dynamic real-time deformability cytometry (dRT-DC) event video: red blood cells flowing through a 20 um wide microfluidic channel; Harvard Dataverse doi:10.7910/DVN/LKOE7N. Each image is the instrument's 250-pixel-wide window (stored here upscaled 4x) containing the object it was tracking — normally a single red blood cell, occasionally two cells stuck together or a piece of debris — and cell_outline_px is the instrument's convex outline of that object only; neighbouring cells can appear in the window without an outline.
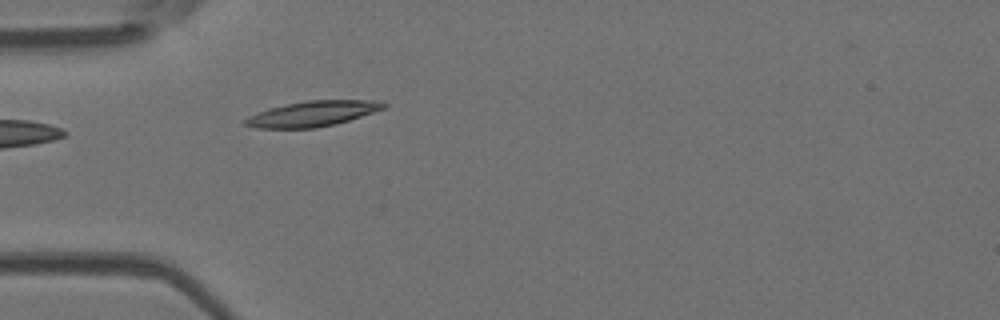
{"species": "Egyptian fruit bat (a non-hibernating species)", "species_latin": "Rousettus aegyptiacus", "temperature_condition": "room temperature", "stored_images_in_passage": 4, "camera_frame_rate_fps": 3000, "um_per_image_px": 0.085, "animal": {"sex": "female"}, "frame": {"image": 1, "passage_image": 4, "time_ms": 4.333, "image_size_px": [1000, 320], "cell_outline_px": [[388, 104], [384, 108], [336, 124], [316, 128], [256, 128], [244, 124], [244, 120], [248, 116], [268, 108], [308, 100], [372, 100]], "centroid_in_image_um": [26.53, 9.67], "position_along_channel_um": 58.5, "area_um2": 20.23}}